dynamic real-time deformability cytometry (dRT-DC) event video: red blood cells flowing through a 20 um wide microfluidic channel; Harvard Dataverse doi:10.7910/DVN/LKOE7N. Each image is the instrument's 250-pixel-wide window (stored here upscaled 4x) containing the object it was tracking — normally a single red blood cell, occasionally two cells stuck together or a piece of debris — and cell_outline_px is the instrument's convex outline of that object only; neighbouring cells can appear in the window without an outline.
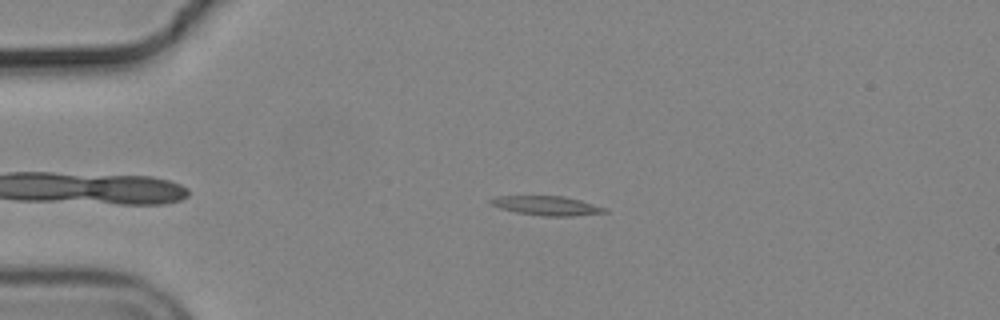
{"species": "common noctule bat (a hibernating species)", "species_latin": "Nyctalus noctula", "temperature_condition": "cold", "stored_images_in_passage": 43, "camera_frame_rate_fps": 3000, "um_per_image_px": 0.085, "animal": {"sex": "male", "body_mass_g": 19.2, "forearm_length_mm": 51.8}, "frame": {"image": 1, "passage_image": 6, "time_ms": 1.667, "image_size_px": [1000, 320], "cell_outline_px": [[608, 212], [568, 216], [548, 216], [516, 212], [500, 208], [488, 204], [488, 200], [496, 196], [564, 196], [580, 200], [608, 208]], "centroid_in_image_um": [46.45, 17.47], "position_along_channel_um": 38.5, "area_um2": 12.77}}
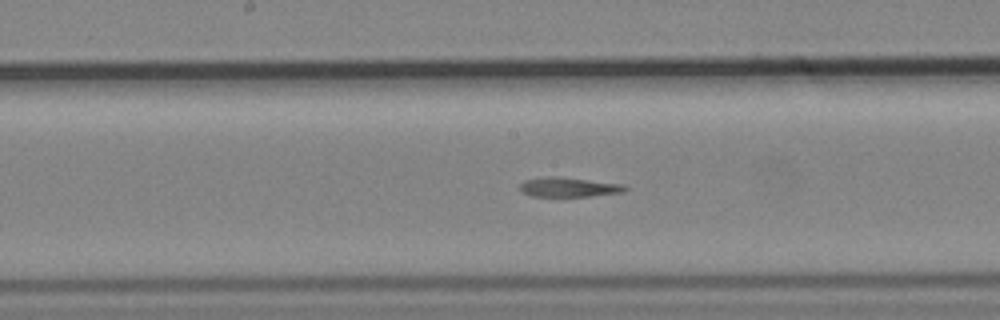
{"frame": {"image": 2, "passage_image": 22, "time_ms": 7.0, "image_size_px": [1000, 320], "cell_outline_px": [[628, 188], [620, 192], [588, 196], [532, 196], [524, 192], [520, 188], [520, 184], [524, 180], [548, 176], [556, 176], [620, 184]], "centroid_in_image_um": [48.27, 15.9], "position_along_channel_um": 199.9, "area_um2": 11.56}}
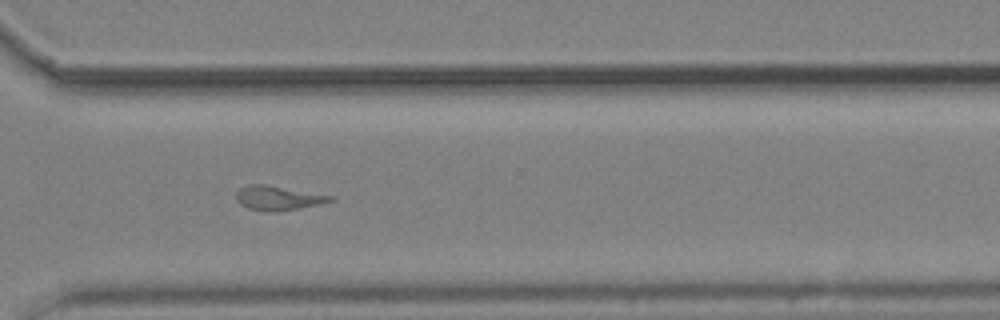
{"frame": {"image": 3, "passage_image": 34, "time_ms": 11.0, "image_size_px": [1000, 320], "cell_outline_px": [[336, 200], [296, 208], [268, 212], [248, 208], [240, 204], [236, 200], [236, 192], [240, 188], [248, 184], [264, 184], [332, 196]], "centroid_in_image_um": [23.56, 16.82], "position_along_channel_um": 347.0, "area_um2": 12.95}}